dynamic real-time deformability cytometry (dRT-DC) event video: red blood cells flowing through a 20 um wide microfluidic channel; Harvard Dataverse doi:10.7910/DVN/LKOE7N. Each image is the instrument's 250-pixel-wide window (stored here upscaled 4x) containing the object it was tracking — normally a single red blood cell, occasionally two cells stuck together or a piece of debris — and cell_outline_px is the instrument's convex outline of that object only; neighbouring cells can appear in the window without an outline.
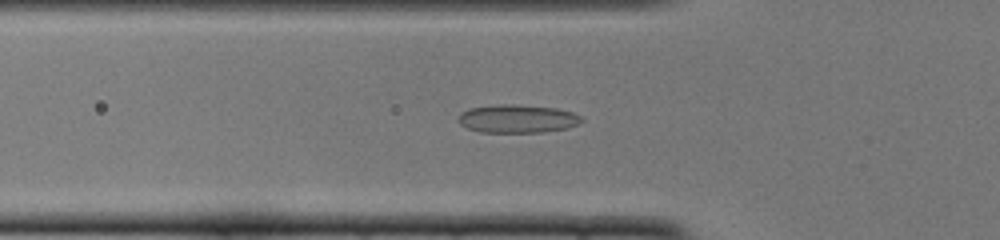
{"species": "common noctule bat (a hibernating species)", "species_latin": "Nyctalus noctula", "temperature_condition": "cold", "stored_images_in_passage": 51, "camera_frame_rate_fps": 3000, "um_per_image_px": 0.085, "animal": {"sex": "female", "body_mass_g": 22.0, "forearm_length_mm": 56.7}, "frame": {"image": 1, "passage_image": 17, "time_ms": 5.333, "image_size_px": [1000, 240], "cell_outline_px": [[584, 120], [568, 128], [544, 132], [480, 132], [468, 128], [460, 124], [456, 120], [460, 112], [468, 108], [500, 104], [512, 104], [556, 108], [572, 112], [580, 116]], "centroid_in_image_um": [43.94, 10.09], "position_along_channel_um": 81.9, "area_um2": 20.35}}
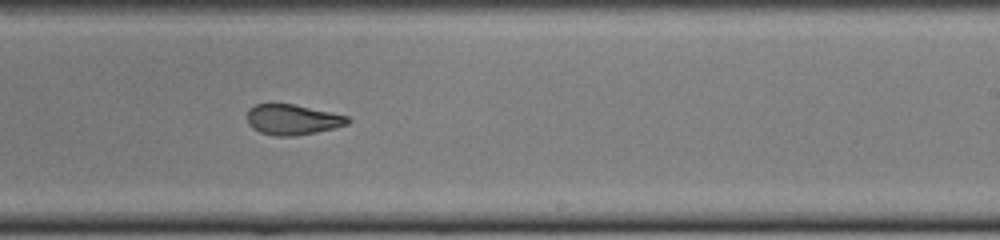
{"frame": {"image": 2, "passage_image": 31, "time_ms": 10.0, "image_size_px": [1000, 240], "cell_outline_px": [[352, 120], [348, 124], [336, 128], [296, 136], [276, 136], [260, 132], [252, 128], [248, 124], [248, 108], [256, 104], [268, 100], [292, 104], [348, 116]], "centroid_in_image_um": [24.82, 10.13], "position_along_channel_um": 264.2, "area_um2": 18.32}}
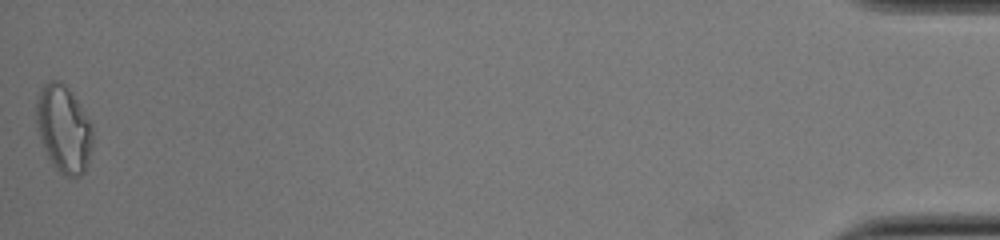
{"frame": {"image": 3, "passage_image": 51, "time_ms": 16.667, "image_size_px": [1000, 240], "cell_outline_px": [[92, 148], [88, 164], [84, 172], [80, 176], [64, 176], [52, 164], [40, 140], [36, 128], [36, 96], [40, 88], [48, 80], [60, 80], [72, 92], [92, 124]], "centroid_in_image_um": [5.4, 10.93], "position_along_channel_um": 429.8, "area_um2": 29.02}, "authors_computed_cell_mechanics": {"area_um2": 19.4208, "velocity_mm_per_s": 3.9067, "shape_relaxation_time_tau1_ms": null, "shape_relaxation_time_tau2_ms": 1.4449, "deformation_change_tau1": null, "deformation_change_tau2": 0.0839}}